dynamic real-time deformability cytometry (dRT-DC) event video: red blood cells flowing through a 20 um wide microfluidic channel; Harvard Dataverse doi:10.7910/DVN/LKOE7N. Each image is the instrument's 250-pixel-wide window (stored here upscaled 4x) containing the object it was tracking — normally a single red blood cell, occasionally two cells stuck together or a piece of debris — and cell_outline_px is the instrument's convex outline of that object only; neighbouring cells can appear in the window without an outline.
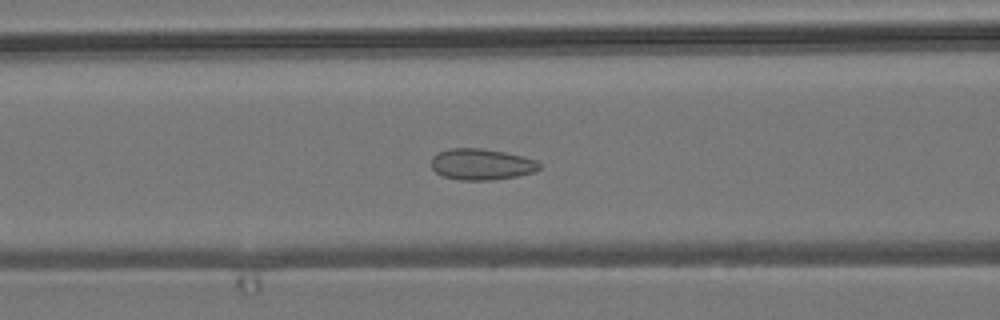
{"species": "common noctule bat (a hibernating species)", "species_latin": "Nyctalus noctula", "temperature_condition": "room temperature", "stored_images_in_passage": 54, "camera_frame_rate_fps": 3000, "um_per_image_px": 0.085, "animal": {"sex": "male", "body_mass_g": 19.2, "forearm_length_mm": 51.8}, "frame": {"image": 1, "passage_image": 22, "time_ms": 7.0, "image_size_px": [1000, 320], "cell_outline_px": [[540, 168], [532, 172], [516, 176], [492, 180], [460, 180], [444, 176], [436, 172], [432, 168], [432, 156], [436, 152], [448, 148], [480, 148], [504, 152], [524, 156], [536, 160], [540, 164]], "centroid_in_image_um": [40.9, 13.95], "position_along_channel_um": 125.7, "area_um2": 19.65}}
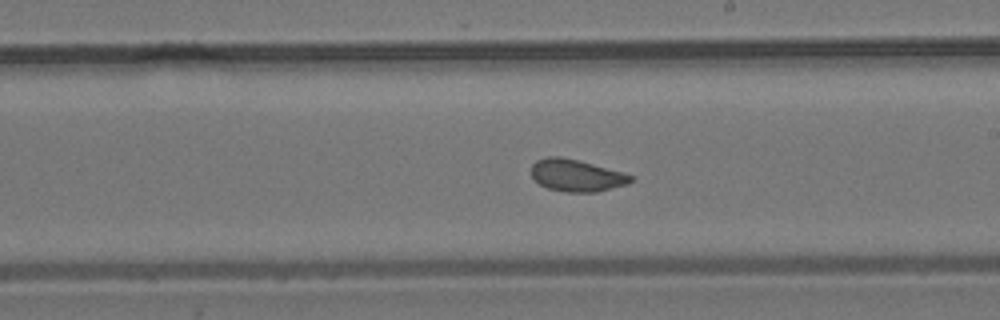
{"frame": {"image": 2, "passage_image": 31, "time_ms": 10.0, "image_size_px": [1000, 320], "cell_outline_px": [[632, 180], [628, 184], [596, 192], [564, 192], [548, 188], [540, 184], [532, 176], [532, 164], [536, 160], [548, 156], [560, 156], [592, 164], [620, 172], [632, 176]], "centroid_in_image_um": [48.96, 14.92], "position_along_channel_um": 240.0, "area_um2": 18.26}}
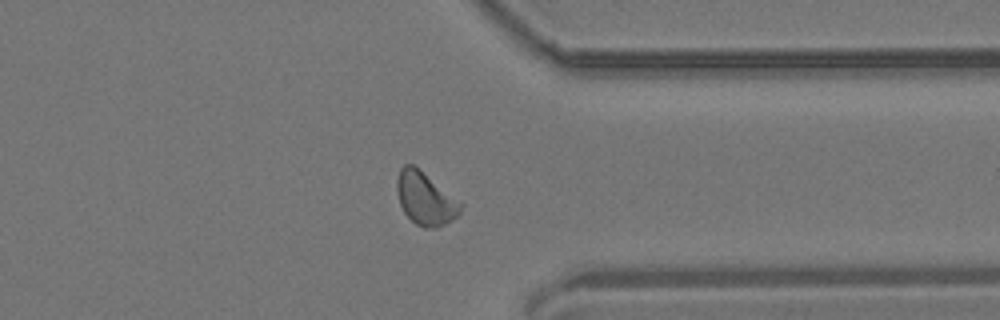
{"frame": {"image": 3, "passage_image": 42, "time_ms": 13.667, "image_size_px": [1000, 320], "cell_outline_px": [[464, 204], [460, 216], [436, 228], [424, 228], [416, 224], [404, 212], [400, 204], [396, 188], [396, 180], [400, 168], [404, 164], [412, 164]], "centroid_in_image_um": [36.17, 16.9], "position_along_channel_um": 375.2, "area_um2": 19.54}, "authors_computed_cell_mechanics": {"area_um2": 19.3052, "velocity_mm_per_s": 3.8139, "shape_relaxation_time_tau1_ms": null, "shape_relaxation_time_tau2_ms": 1.0796, "deformation_change_tau1": null, "deformation_change_tau2": 0.0622}}